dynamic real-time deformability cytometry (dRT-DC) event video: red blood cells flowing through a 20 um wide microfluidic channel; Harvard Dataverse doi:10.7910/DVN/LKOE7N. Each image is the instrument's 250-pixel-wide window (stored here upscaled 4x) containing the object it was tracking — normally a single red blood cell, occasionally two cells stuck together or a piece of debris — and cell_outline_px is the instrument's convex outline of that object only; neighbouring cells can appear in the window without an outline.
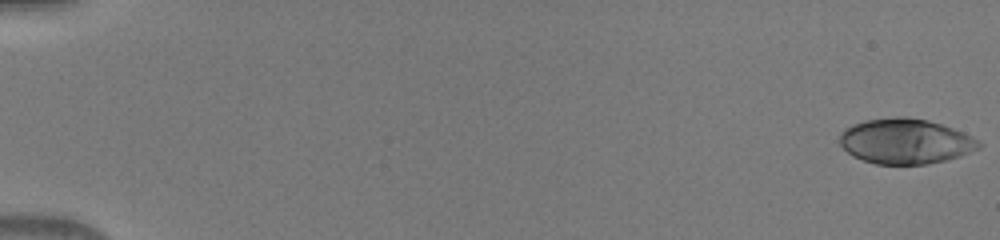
{"species": "human", "species_latin": "Homo sapiens", "temperature_condition": "warm", "stored_images_in_passage": 50, "camera_frame_rate_fps": 3000, "um_per_image_px": 0.085, "donor": {"sex": "male"}, "frame": {"image": 1, "passage_image": 1, "time_ms": 0.0, "image_size_px": [1000, 240], "cell_outline_px": [[980, 148], [960, 156], [928, 164], [876, 164], [852, 156], [840, 144], [840, 132], [844, 128], [852, 124], [864, 120], [896, 116], [904, 116], [928, 120], [964, 132], [976, 140], [980, 144]], "centroid_in_image_um": [76.92, 12.0], "position_along_channel_um": 8.1, "area_um2": 36.59}}
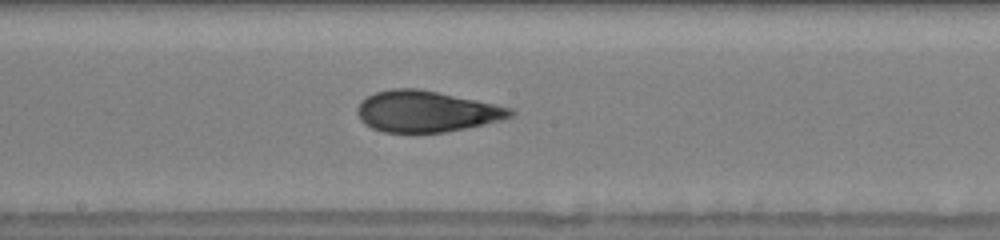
{"frame": {"image": 2, "passage_image": 29, "time_ms": 9.333, "image_size_px": [1000, 240], "cell_outline_px": [[516, 116], [484, 124], [444, 132], [384, 132], [372, 128], [364, 124], [360, 120], [356, 112], [356, 108], [360, 100], [376, 92], [392, 88], [416, 88], [476, 100], [512, 108], [516, 112]], "centroid_in_image_um": [36.21, 9.47], "position_along_channel_um": 212.0, "area_um2": 36.65}}
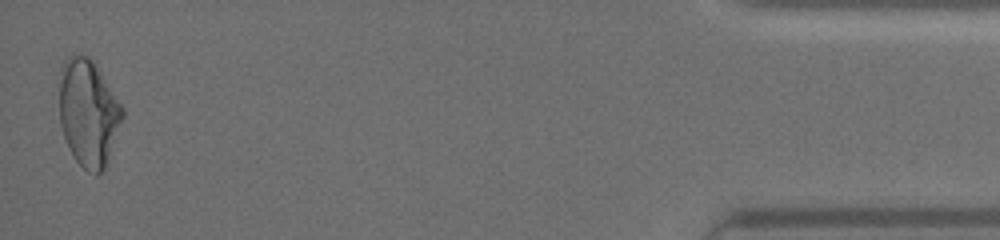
{"frame": {"image": 3, "passage_image": 50, "time_ms": 16.333, "image_size_px": [1000, 240], "cell_outline_px": [[124, 116], [104, 168], [96, 176], [88, 172], [72, 156], [64, 136], [60, 124], [60, 72], [64, 60], [68, 56], [76, 52], [88, 56], [96, 64], [124, 108]], "centroid_in_image_um": [7.51, 9.55], "position_along_channel_um": 427.7, "area_um2": 39.42}}